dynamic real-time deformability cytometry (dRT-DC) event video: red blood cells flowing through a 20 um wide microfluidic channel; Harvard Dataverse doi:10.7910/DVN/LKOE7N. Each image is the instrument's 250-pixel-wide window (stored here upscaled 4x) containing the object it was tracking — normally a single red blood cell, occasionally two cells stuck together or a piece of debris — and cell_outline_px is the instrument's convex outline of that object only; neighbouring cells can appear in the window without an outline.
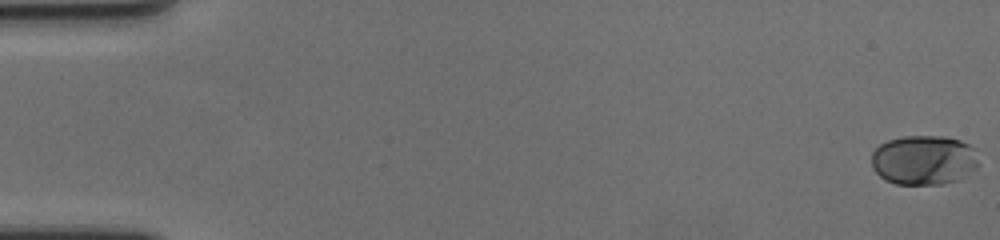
{"species": "human", "species_latin": "Homo sapiens", "temperature_condition": "cold", "stored_images_in_passage": 60, "camera_frame_rate_fps": 3000, "um_per_image_px": 0.085, "donor": {"sex": "female"}, "frame": {"image": 1, "passage_image": 1, "time_ms": 0.0, "image_size_px": [1000, 240], "cell_outline_px": [[980, 164], [976, 168], [956, 180], [944, 184], [896, 184], [884, 180], [872, 168], [872, 152], [880, 144], [888, 140], [900, 136], [948, 136], [960, 140], [976, 148]], "centroid_in_image_um": [78.54, 13.59], "position_along_channel_um": 6.5, "area_um2": 31.39}}
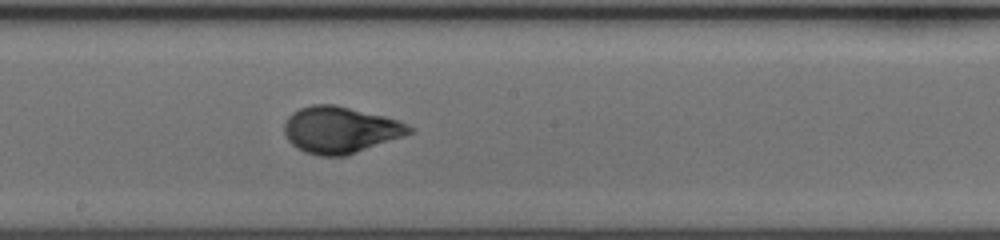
{"frame": {"image": 2, "passage_image": 34, "time_ms": 11.0, "image_size_px": [1000, 240], "cell_outline_px": [[416, 128], [412, 132], [404, 136], [348, 156], [320, 156], [304, 152], [296, 148], [288, 140], [284, 132], [284, 124], [288, 116], [292, 112], [300, 108], [312, 104], [336, 104], [400, 120]], "centroid_in_image_um": [28.94, 11.04], "position_along_channel_um": 219.3, "area_um2": 34.39}}
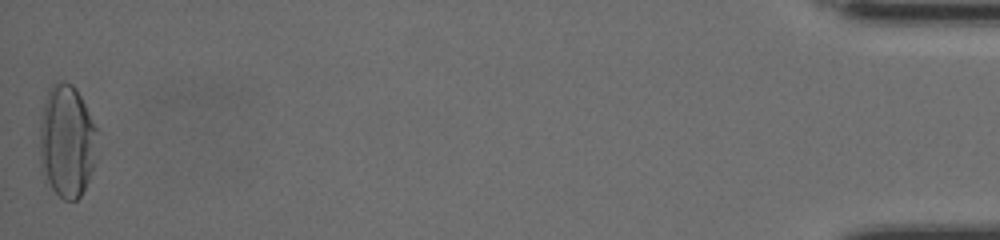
{"frame": {"image": 3, "passage_image": 60, "time_ms": 19.667, "image_size_px": [1000, 240], "cell_outline_px": [[100, 132], [96, 160], [92, 172], [80, 196], [76, 200], [64, 200], [44, 184], [40, 168], [40, 120], [48, 88], [56, 80], [60, 80], [72, 84], [76, 88]], "centroid_in_image_um": [5.69, 12.02], "position_along_channel_um": 429.5, "area_um2": 39.02}, "authors_computed_cell_mechanics": {"area_um2": 32.2524, "velocity_mm_per_s": 3.5262, "shape_relaxation_time_tau1_ms": 3.5216, "shape_relaxation_time_tau2_ms": null, "deformation_change_tau1": 0.1761, "deformation_change_tau2": null}}